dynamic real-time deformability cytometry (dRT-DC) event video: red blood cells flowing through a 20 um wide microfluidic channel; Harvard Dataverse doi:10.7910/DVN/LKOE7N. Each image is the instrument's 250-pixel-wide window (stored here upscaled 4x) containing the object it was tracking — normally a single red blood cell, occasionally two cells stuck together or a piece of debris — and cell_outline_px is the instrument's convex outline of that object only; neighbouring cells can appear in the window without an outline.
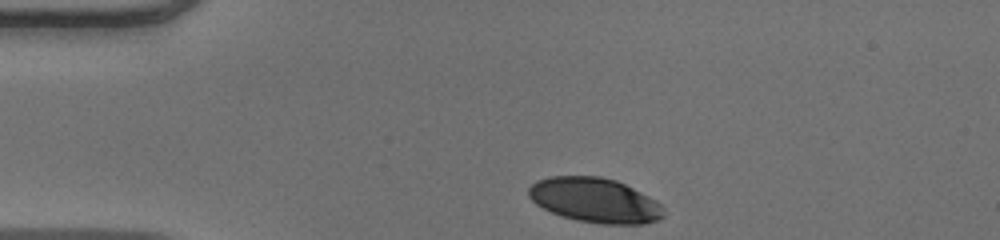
{"species": "human", "species_latin": "Homo sapiens", "temperature_condition": "warm", "stored_images_in_passage": 33, "camera_frame_rate_fps": 3000, "um_per_image_px": 0.085, "donor": {"sex": "male"}, "frame": {"image": 1, "passage_image": 1, "time_ms": 0.0, "image_size_px": [1000, 240], "cell_outline_px": [[664, 216], [656, 220], [644, 224], [600, 224], [560, 216], [536, 204], [528, 196], [528, 188], [536, 180], [552, 176], [600, 176], [616, 180], [656, 200], [664, 208]], "centroid_in_image_um": [50.56, 17.02], "position_along_channel_um": 34.4, "area_um2": 35.08}}
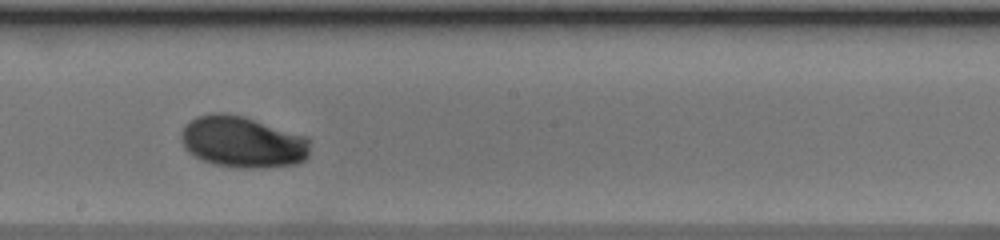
{"frame": {"image": 2, "passage_image": 19, "time_ms": 6.0, "image_size_px": [1000, 240], "cell_outline_px": [[308, 156], [304, 160], [296, 164], [264, 168], [236, 168], [212, 164], [188, 152], [184, 148], [180, 140], [180, 132], [184, 124], [196, 116], [212, 112], [224, 112], [244, 116], [308, 136]], "centroid_in_image_um": [20.58, 12.05], "position_along_channel_um": 227.6, "area_um2": 39.25}}
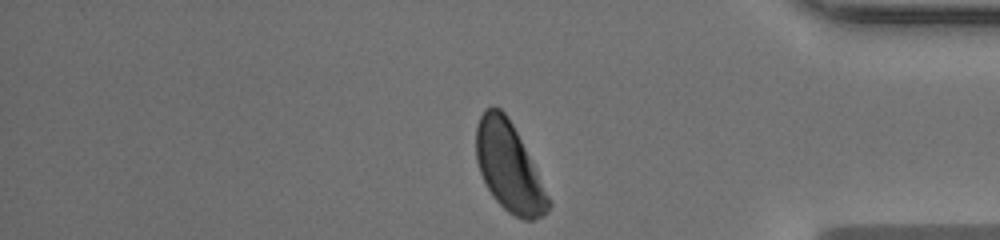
{"frame": {"image": 3, "passage_image": 33, "time_ms": 10.667, "image_size_px": [1000, 240], "cell_outline_px": [[552, 204], [540, 216], [532, 220], [524, 220], [508, 212], [492, 196], [480, 172], [476, 160], [476, 124], [484, 108], [492, 104], [500, 108], [508, 116]], "centroid_in_image_um": [43.2, 14.15], "position_along_channel_um": 392.0, "area_um2": 36.53}, "authors_computed_cell_mechanics": {"area_um2": 37.4544, "velocity_mm_per_s": 3.9962, "shape_relaxation_time_tau1_ms": 4.7706, "shape_relaxation_time_tau2_ms": null, "deformation_change_tau1": 0.1785, "deformation_change_tau2": null}}